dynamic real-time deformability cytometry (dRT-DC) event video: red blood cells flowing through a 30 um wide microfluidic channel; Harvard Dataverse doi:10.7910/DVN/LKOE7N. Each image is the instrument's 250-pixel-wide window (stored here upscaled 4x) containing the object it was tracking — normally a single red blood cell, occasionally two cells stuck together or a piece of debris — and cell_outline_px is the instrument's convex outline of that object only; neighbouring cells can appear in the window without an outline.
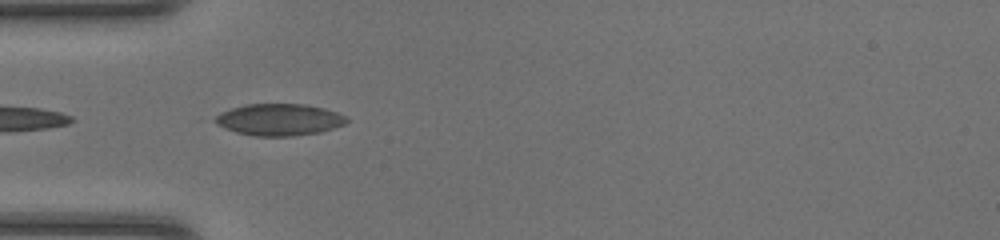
{"species": "common noctule bat (a hibernating species)", "species_latin": "Nyctalus noctula", "temperature_condition": "room temperature", "stored_images_in_passage": 5, "camera_frame_rate_fps": 3000, "um_per_image_px": 0.085, "animal": {"sex": "female", "body_mass_g": 20.0, "forearm_length_mm": 54.0}, "frame": {"image": 1, "passage_image": 3, "time_ms": 0.667, "image_size_px": [1000, 240], "cell_outline_px": [[348, 120], [344, 124], [320, 132], [292, 136], [252, 136], [236, 132], [224, 128], [216, 124], [216, 116], [220, 112], [244, 104], [304, 104], [324, 108], [336, 112], [344, 116]], "centroid_in_image_um": [23.7, 10.17], "position_along_channel_um": 61.3, "area_um2": 24.22}}